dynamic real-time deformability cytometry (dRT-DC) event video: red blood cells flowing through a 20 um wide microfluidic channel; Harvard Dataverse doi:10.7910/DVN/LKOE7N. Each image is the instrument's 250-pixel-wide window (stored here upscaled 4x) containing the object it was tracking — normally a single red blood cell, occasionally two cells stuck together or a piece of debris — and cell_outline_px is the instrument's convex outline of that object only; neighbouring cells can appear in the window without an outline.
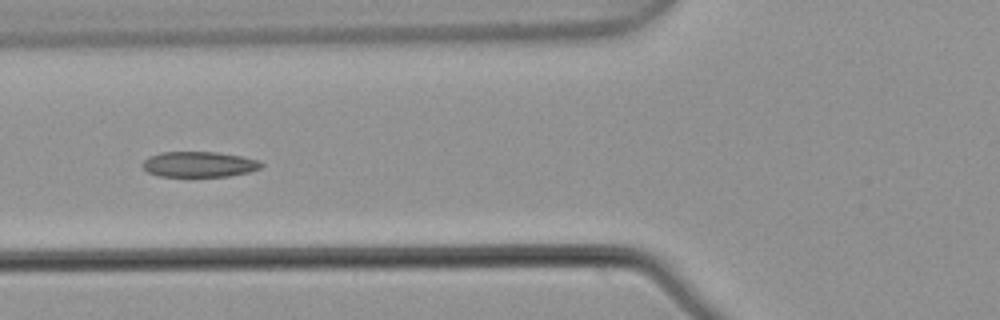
{"species": "common noctule bat (a hibernating species)", "species_latin": "Nyctalus noctula", "temperature_condition": "warm", "stored_images_in_passage": 7, "camera_frame_rate_fps": 3000, "um_per_image_px": 0.085, "animal": {"sex": "male", "body_mass_g": 21.5, "forearm_length_mm": 52.0}, "frame": {"image": 1, "passage_image": 6, "time_ms": 1.667, "image_size_px": [1000, 320], "cell_outline_px": [[264, 164], [260, 168], [248, 172], [228, 176], [160, 176], [148, 172], [144, 168], [144, 160], [148, 156], [160, 152], [216, 152], [240, 156], [256, 160]], "centroid_in_image_um": [16.9, 13.96], "position_along_channel_um": 108.9, "area_um2": 17.4}}
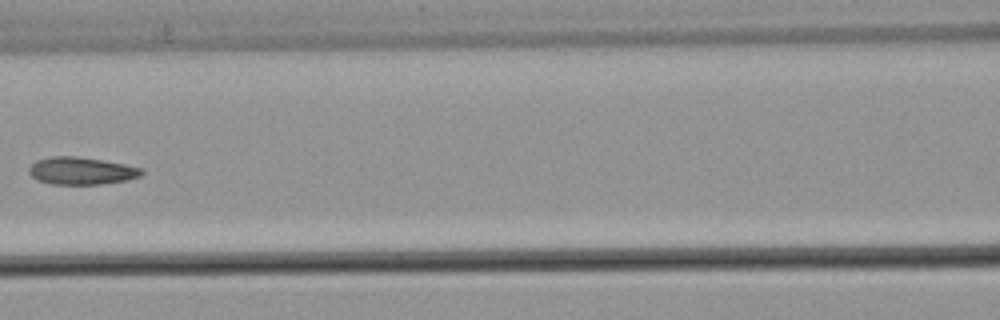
{"frame": {"image": 2, "passage_image": 7, "time_ms": 2.0, "image_size_px": [1000, 320], "cell_outline_px": [[144, 172], [140, 176], [128, 180], [100, 184], [52, 184], [36, 180], [28, 172], [28, 168], [36, 160], [52, 156], [76, 156], [104, 160], [144, 168]], "centroid_in_image_um": [6.92, 14.52], "position_along_channel_um": 159.7, "area_um2": 18.15}}